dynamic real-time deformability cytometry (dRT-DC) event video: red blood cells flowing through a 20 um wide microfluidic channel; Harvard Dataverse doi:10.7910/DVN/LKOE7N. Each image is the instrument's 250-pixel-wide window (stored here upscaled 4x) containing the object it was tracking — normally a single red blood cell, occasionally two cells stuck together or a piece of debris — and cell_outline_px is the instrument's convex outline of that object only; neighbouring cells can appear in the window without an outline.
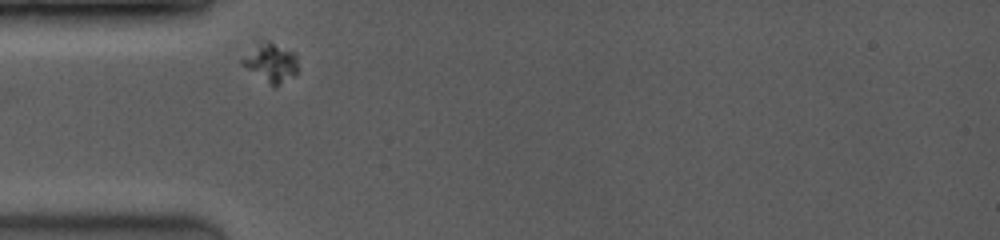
{"species": "common noctule bat (a hibernating species)", "species_latin": "Nyctalus noctula", "temperature_condition": "room temperature", "stored_images_in_passage": 2, "camera_frame_rate_fps": 3500, "um_per_image_px": 0.085, "animal": {"sex": "female", "body_mass_g": 19.0, "forearm_length_mm": 53.3}, "frame": {"image": 1, "passage_image": 1, "time_ms": 0.0, "image_size_px": [1000, 240], "cell_outline_px": [[296, 72], [292, 76], [276, 88], [240, 64], [240, 60], [268, 40], [296, 52]], "centroid_in_image_um": [23.08, 5.36], "position_along_channel_um": 61.9, "area_um2": 11.96}}